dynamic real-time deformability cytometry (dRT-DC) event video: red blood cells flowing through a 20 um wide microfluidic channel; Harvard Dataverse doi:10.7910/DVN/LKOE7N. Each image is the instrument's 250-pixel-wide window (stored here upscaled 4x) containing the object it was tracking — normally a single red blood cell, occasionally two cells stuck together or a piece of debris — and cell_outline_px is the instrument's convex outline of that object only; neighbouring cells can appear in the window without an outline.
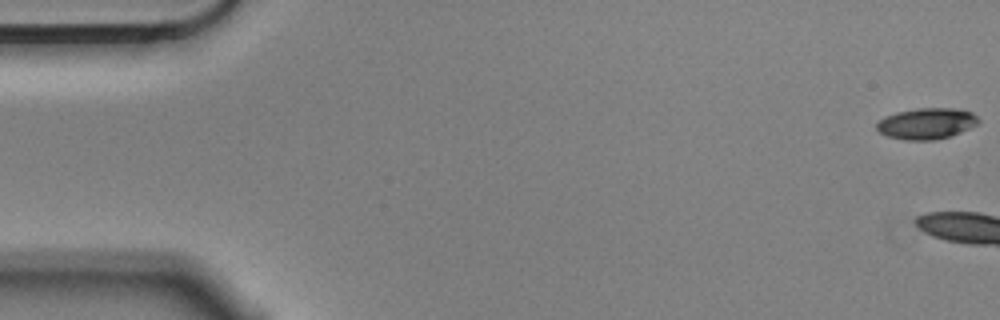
{"species": "Egyptian fruit bat (a non-hibernating species)", "species_latin": "Rousettus aegyptiacus", "temperature_condition": "cold", "stored_images_in_passage": 5, "camera_frame_rate_fps": 3000, "um_per_image_px": 0.085, "animal": {"sex": "male"}, "frame": {"image": 1, "passage_image": 1, "time_ms": 0.0, "image_size_px": [1000, 320], "cell_outline_px": [[980, 120], [976, 124], [952, 136], [936, 140], [904, 140], [888, 136], [880, 132], [876, 128], [876, 124], [884, 116], [896, 112], [916, 108], [960, 108], [972, 112]], "centroid_in_image_um": [78.75, 10.49], "position_along_channel_um": 6.2, "area_um2": 18.55}}